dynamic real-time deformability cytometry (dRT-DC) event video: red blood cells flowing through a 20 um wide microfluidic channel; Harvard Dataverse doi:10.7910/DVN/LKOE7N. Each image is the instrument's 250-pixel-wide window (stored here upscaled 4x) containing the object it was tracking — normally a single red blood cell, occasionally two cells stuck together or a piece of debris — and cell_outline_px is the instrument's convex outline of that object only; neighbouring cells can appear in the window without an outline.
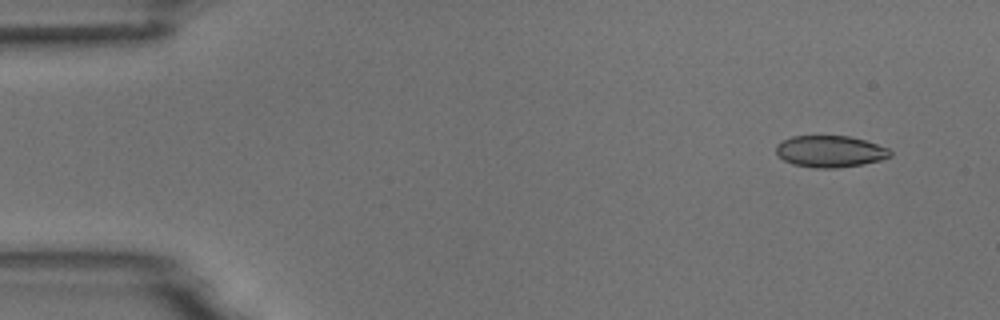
{"species": "common noctule bat (a hibernating species)", "species_latin": "Nyctalus noctula", "temperature_condition": "room temperature", "stored_images_in_passage": 4, "camera_frame_rate_fps": 3000, "um_per_image_px": 0.085, "animal": {"sex": "male", "body_mass_g": 18.8}, "frame": {"image": 1, "passage_image": 1, "time_ms": 0.0, "image_size_px": [1000, 320], "cell_outline_px": [[892, 156], [880, 160], [840, 168], [812, 168], [792, 164], [784, 160], [776, 152], [776, 144], [792, 136], [848, 136], [864, 140], [888, 148], [892, 152]], "centroid_in_image_um": [70.55, 12.88], "position_along_channel_um": 14.5, "area_um2": 20.98}}
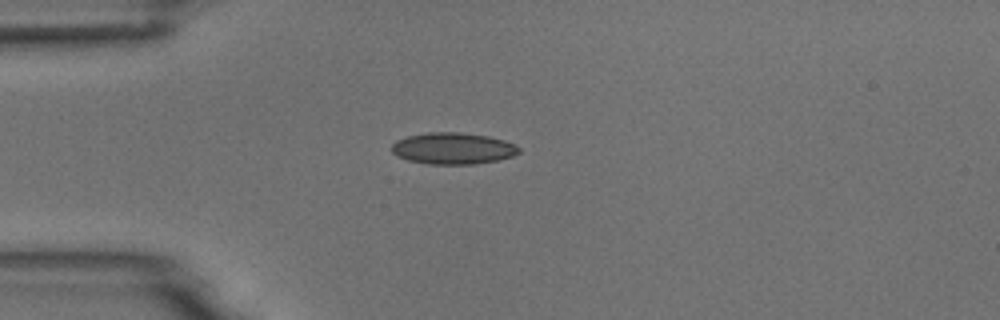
{"frame": {"image": 2, "passage_image": 4, "time_ms": 3.333, "image_size_px": [1000, 320], "cell_outline_px": [[520, 152], [512, 156], [496, 160], [472, 164], [428, 164], [408, 160], [396, 156], [392, 152], [392, 144], [396, 140], [408, 136], [428, 132], [460, 132], [488, 136], [504, 140], [516, 144], [520, 148]], "centroid_in_image_um": [38.49, 12.61], "position_along_channel_um": 46.5, "area_um2": 23.41}}